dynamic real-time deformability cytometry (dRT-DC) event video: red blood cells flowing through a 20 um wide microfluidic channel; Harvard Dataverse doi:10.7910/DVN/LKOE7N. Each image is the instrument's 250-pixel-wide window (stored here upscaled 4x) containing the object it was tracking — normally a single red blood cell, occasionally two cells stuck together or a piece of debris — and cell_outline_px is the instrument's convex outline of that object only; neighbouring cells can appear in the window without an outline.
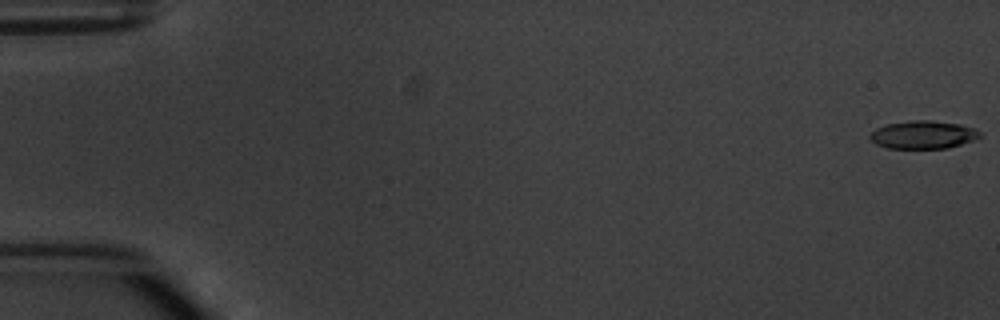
{"species": "common noctule bat (a hibernating species)", "species_latin": "Nyctalus noctula", "temperature_condition": "warm", "stored_images_in_passage": 8, "camera_frame_rate_fps": 3000, "um_per_image_px": 0.085, "animal": {"sex": "male", "body_mass_g": 20.1, "forearm_length_mm": 53.5}, "frame": {"image": 1, "passage_image": 1, "time_ms": 0.0, "image_size_px": [1000, 320], "cell_outline_px": [[984, 136], [948, 148], [888, 148], [876, 144], [868, 136], [876, 128], [888, 124], [912, 120], [932, 120], [960, 124], [976, 128]], "centroid_in_image_um": [78.5, 11.44], "position_along_channel_um": 6.5, "area_um2": 17.92}}
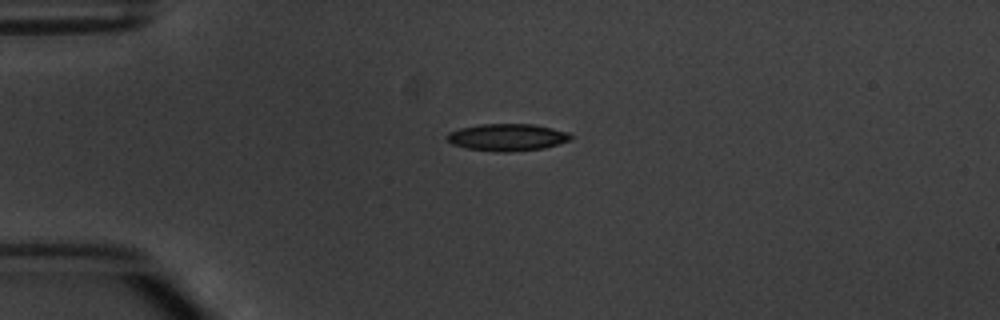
{"frame": {"image": 2, "passage_image": 4, "time_ms": 4.333, "image_size_px": [1000, 320], "cell_outline_px": [[572, 140], [544, 148], [504, 152], [496, 152], [464, 148], [452, 144], [444, 136], [448, 132], [460, 128], [480, 124], [536, 124], [568, 132], [572, 136]], "centroid_in_image_um": [43.1, 11.67], "position_along_channel_um": 41.9, "area_um2": 19.71}}
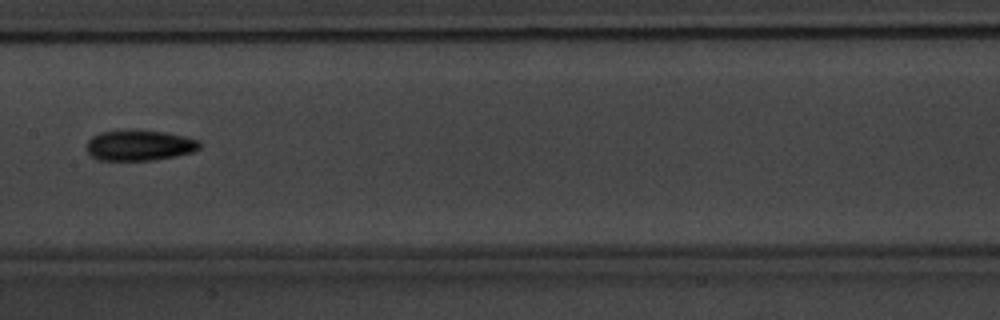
{"frame": {"image": 3, "passage_image": 8, "time_ms": 9.0, "image_size_px": [1000, 320], "cell_outline_px": [[200, 148], [192, 152], [176, 156], [152, 160], [100, 160], [92, 156], [84, 148], [88, 140], [92, 136], [100, 132], [120, 128], [168, 132], [200, 140]], "centroid_in_image_um": [11.82, 12.32], "position_along_channel_um": 195.6, "area_um2": 20.69}}